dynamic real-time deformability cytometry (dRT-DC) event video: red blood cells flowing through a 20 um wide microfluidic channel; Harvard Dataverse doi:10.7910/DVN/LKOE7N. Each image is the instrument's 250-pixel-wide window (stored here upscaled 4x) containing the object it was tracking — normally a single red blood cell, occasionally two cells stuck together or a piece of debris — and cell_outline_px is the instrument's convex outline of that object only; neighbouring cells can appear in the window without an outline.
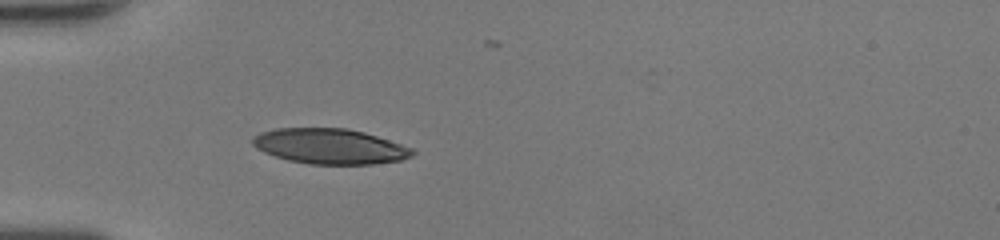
{"species": "human", "species_latin": "Homo sapiens", "temperature_condition": "room temperature", "stored_images_in_passage": 34, "camera_frame_rate_fps": 3000, "um_per_image_px": 0.085, "donor": {"sex": "female"}, "frame": {"image": 1, "passage_image": 1, "time_ms": 0.0, "image_size_px": [1000, 240], "cell_outline_px": [[416, 152], [412, 156], [400, 160], [372, 164], [308, 164], [288, 160], [264, 152], [256, 148], [252, 144], [252, 136], [260, 132], [276, 128], [348, 128], [364, 132], [412, 148]], "centroid_in_image_um": [28.01, 12.43], "position_along_channel_um": 57.0, "area_um2": 32.83}}
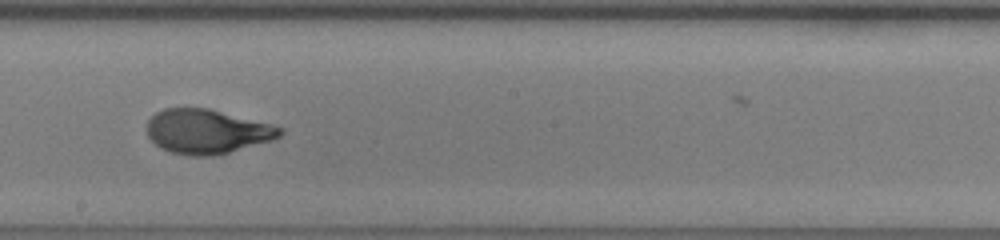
{"frame": {"image": 2, "passage_image": 14, "time_ms": 4.333, "image_size_px": [1000, 240], "cell_outline_px": [[284, 132], [280, 136], [272, 140], [216, 156], [188, 156], [172, 152], [160, 148], [148, 136], [148, 120], [156, 112], [164, 108], [208, 108], [272, 124], [284, 128]], "centroid_in_image_um": [17.61, 11.18], "position_along_channel_um": 230.6, "area_um2": 34.45}}
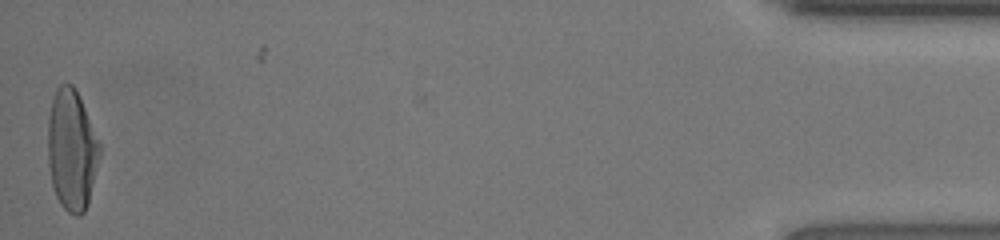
{"frame": {"image": 3, "passage_image": 34, "time_ms": 11.0, "image_size_px": [1000, 240], "cell_outline_px": [[100, 156], [88, 204], [84, 212], [80, 216], [76, 216], [68, 212], [60, 204], [56, 196], [52, 184], [48, 164], [48, 116], [52, 100], [56, 88], [60, 84], [72, 84], [76, 88], [80, 96], [100, 144]], "centroid_in_image_um": [6.09, 12.74], "position_along_channel_um": 429.1, "area_um2": 36.65}, "authors_computed_cell_mechanics": {"area_um2": 34.5355, "velocity_mm_per_s": 4.2931, "shape_relaxation_time_tau1_ms": 3.3773, "shape_relaxation_time_tau2_ms": null, "deformation_change_tau1": 0.1971, "deformation_change_tau2": null}}